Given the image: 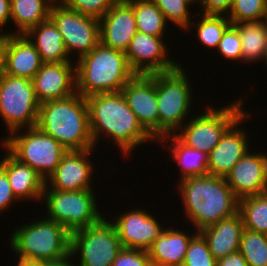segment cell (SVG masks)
<instances>
[{
	"instance_id": "6da1fadb",
	"label": "cell",
	"mask_w": 267,
	"mask_h": 266,
	"mask_svg": "<svg viewBox=\"0 0 267 266\" xmlns=\"http://www.w3.org/2000/svg\"><path fill=\"white\" fill-rule=\"evenodd\" d=\"M86 99L95 148L101 138L109 137L108 143L111 142L129 157L141 144L156 142L140 124L121 92L95 94Z\"/></svg>"
},
{
	"instance_id": "7a4b0ae2",
	"label": "cell",
	"mask_w": 267,
	"mask_h": 266,
	"mask_svg": "<svg viewBox=\"0 0 267 266\" xmlns=\"http://www.w3.org/2000/svg\"><path fill=\"white\" fill-rule=\"evenodd\" d=\"M180 180L176 190L180 192L186 217L198 232L238 213L239 199L225 177L208 174Z\"/></svg>"
},
{
	"instance_id": "3957f363",
	"label": "cell",
	"mask_w": 267,
	"mask_h": 266,
	"mask_svg": "<svg viewBox=\"0 0 267 266\" xmlns=\"http://www.w3.org/2000/svg\"><path fill=\"white\" fill-rule=\"evenodd\" d=\"M37 126L67 150L95 148L87 99L78 93L40 104Z\"/></svg>"
},
{
	"instance_id": "277c9868",
	"label": "cell",
	"mask_w": 267,
	"mask_h": 266,
	"mask_svg": "<svg viewBox=\"0 0 267 266\" xmlns=\"http://www.w3.org/2000/svg\"><path fill=\"white\" fill-rule=\"evenodd\" d=\"M76 91L87 98L95 94L117 93L136 75L125 52L99 42L89 53L75 60Z\"/></svg>"
},
{
	"instance_id": "5b68a950",
	"label": "cell",
	"mask_w": 267,
	"mask_h": 266,
	"mask_svg": "<svg viewBox=\"0 0 267 266\" xmlns=\"http://www.w3.org/2000/svg\"><path fill=\"white\" fill-rule=\"evenodd\" d=\"M9 246L17 256L39 261L57 260L70 254L71 233L45 216L28 222L10 234Z\"/></svg>"
},
{
	"instance_id": "8992f818",
	"label": "cell",
	"mask_w": 267,
	"mask_h": 266,
	"mask_svg": "<svg viewBox=\"0 0 267 266\" xmlns=\"http://www.w3.org/2000/svg\"><path fill=\"white\" fill-rule=\"evenodd\" d=\"M186 72L180 64L170 72L156 73L159 140L179 131L193 111V89Z\"/></svg>"
},
{
	"instance_id": "52a82bcc",
	"label": "cell",
	"mask_w": 267,
	"mask_h": 266,
	"mask_svg": "<svg viewBox=\"0 0 267 266\" xmlns=\"http://www.w3.org/2000/svg\"><path fill=\"white\" fill-rule=\"evenodd\" d=\"M24 131L19 129L4 136L2 149L20 163L30 166L46 181L68 150L38 126L24 128Z\"/></svg>"
},
{
	"instance_id": "ba28073f",
	"label": "cell",
	"mask_w": 267,
	"mask_h": 266,
	"mask_svg": "<svg viewBox=\"0 0 267 266\" xmlns=\"http://www.w3.org/2000/svg\"><path fill=\"white\" fill-rule=\"evenodd\" d=\"M229 105L219 107L207 106L201 115L188 118V121L174 135L187 147L197 149L207 155L219 143L226 130L246 111L243 110L244 99L238 97ZM243 107V108H242ZM190 120V121H189Z\"/></svg>"
},
{
	"instance_id": "9c48e42d",
	"label": "cell",
	"mask_w": 267,
	"mask_h": 266,
	"mask_svg": "<svg viewBox=\"0 0 267 266\" xmlns=\"http://www.w3.org/2000/svg\"><path fill=\"white\" fill-rule=\"evenodd\" d=\"M93 189L63 191L44 189L42 201L46 205V218L63 225L70 233L99 223L104 214L98 208Z\"/></svg>"
},
{
	"instance_id": "30bf717a",
	"label": "cell",
	"mask_w": 267,
	"mask_h": 266,
	"mask_svg": "<svg viewBox=\"0 0 267 266\" xmlns=\"http://www.w3.org/2000/svg\"><path fill=\"white\" fill-rule=\"evenodd\" d=\"M39 107L31 79L6 74L0 78V117L8 134L37 126Z\"/></svg>"
},
{
	"instance_id": "8fae6325",
	"label": "cell",
	"mask_w": 267,
	"mask_h": 266,
	"mask_svg": "<svg viewBox=\"0 0 267 266\" xmlns=\"http://www.w3.org/2000/svg\"><path fill=\"white\" fill-rule=\"evenodd\" d=\"M111 219L103 218L99 223L71 233L70 253L78 256V266H112L123 249Z\"/></svg>"
},
{
	"instance_id": "7c38bea8",
	"label": "cell",
	"mask_w": 267,
	"mask_h": 266,
	"mask_svg": "<svg viewBox=\"0 0 267 266\" xmlns=\"http://www.w3.org/2000/svg\"><path fill=\"white\" fill-rule=\"evenodd\" d=\"M49 18L61 33L70 58L78 54L76 60H79L100 42V23L96 18L72 10L62 2L53 3Z\"/></svg>"
},
{
	"instance_id": "4fadbf2b",
	"label": "cell",
	"mask_w": 267,
	"mask_h": 266,
	"mask_svg": "<svg viewBox=\"0 0 267 266\" xmlns=\"http://www.w3.org/2000/svg\"><path fill=\"white\" fill-rule=\"evenodd\" d=\"M164 36L137 32L125 54L128 64L136 75L170 72L180 64L169 56Z\"/></svg>"
},
{
	"instance_id": "5bb4252c",
	"label": "cell",
	"mask_w": 267,
	"mask_h": 266,
	"mask_svg": "<svg viewBox=\"0 0 267 266\" xmlns=\"http://www.w3.org/2000/svg\"><path fill=\"white\" fill-rule=\"evenodd\" d=\"M143 128L159 140L156 73L135 75L120 91Z\"/></svg>"
},
{
	"instance_id": "9a60e30c",
	"label": "cell",
	"mask_w": 267,
	"mask_h": 266,
	"mask_svg": "<svg viewBox=\"0 0 267 266\" xmlns=\"http://www.w3.org/2000/svg\"><path fill=\"white\" fill-rule=\"evenodd\" d=\"M249 110L238 118L222 135L208 154L207 170L211 176L226 177L233 166L250 150L248 132L242 123L252 115ZM241 124V125H240ZM239 126L241 128H239ZM243 127V128H242Z\"/></svg>"
},
{
	"instance_id": "2e32d148",
	"label": "cell",
	"mask_w": 267,
	"mask_h": 266,
	"mask_svg": "<svg viewBox=\"0 0 267 266\" xmlns=\"http://www.w3.org/2000/svg\"><path fill=\"white\" fill-rule=\"evenodd\" d=\"M95 148L68 150L56 170L46 179L44 189L83 191L93 189V163L90 157ZM91 154V155H90ZM49 182V183H48Z\"/></svg>"
},
{
	"instance_id": "e0dca14e",
	"label": "cell",
	"mask_w": 267,
	"mask_h": 266,
	"mask_svg": "<svg viewBox=\"0 0 267 266\" xmlns=\"http://www.w3.org/2000/svg\"><path fill=\"white\" fill-rule=\"evenodd\" d=\"M110 221L116 228L123 248L148 250L163 227L145 209H130Z\"/></svg>"
},
{
	"instance_id": "ac0fdd59",
	"label": "cell",
	"mask_w": 267,
	"mask_h": 266,
	"mask_svg": "<svg viewBox=\"0 0 267 266\" xmlns=\"http://www.w3.org/2000/svg\"><path fill=\"white\" fill-rule=\"evenodd\" d=\"M75 62L44 63L31 79L38 102L64 99L77 93Z\"/></svg>"
},
{
	"instance_id": "d6986e66",
	"label": "cell",
	"mask_w": 267,
	"mask_h": 266,
	"mask_svg": "<svg viewBox=\"0 0 267 266\" xmlns=\"http://www.w3.org/2000/svg\"><path fill=\"white\" fill-rule=\"evenodd\" d=\"M240 200L267 192V154L248 151L225 177Z\"/></svg>"
},
{
	"instance_id": "ffe728a7",
	"label": "cell",
	"mask_w": 267,
	"mask_h": 266,
	"mask_svg": "<svg viewBox=\"0 0 267 266\" xmlns=\"http://www.w3.org/2000/svg\"><path fill=\"white\" fill-rule=\"evenodd\" d=\"M100 42L110 48L126 52L137 33L133 7L117 1L99 20Z\"/></svg>"
},
{
	"instance_id": "44dd1931",
	"label": "cell",
	"mask_w": 267,
	"mask_h": 266,
	"mask_svg": "<svg viewBox=\"0 0 267 266\" xmlns=\"http://www.w3.org/2000/svg\"><path fill=\"white\" fill-rule=\"evenodd\" d=\"M0 159V166L5 170L10 187L16 199L20 202L42 201L45 179L30 166L20 163L7 150Z\"/></svg>"
},
{
	"instance_id": "7402d4cb",
	"label": "cell",
	"mask_w": 267,
	"mask_h": 266,
	"mask_svg": "<svg viewBox=\"0 0 267 266\" xmlns=\"http://www.w3.org/2000/svg\"><path fill=\"white\" fill-rule=\"evenodd\" d=\"M43 64L36 47L24 34L7 33L4 74L32 79Z\"/></svg>"
},
{
	"instance_id": "603a6c76",
	"label": "cell",
	"mask_w": 267,
	"mask_h": 266,
	"mask_svg": "<svg viewBox=\"0 0 267 266\" xmlns=\"http://www.w3.org/2000/svg\"><path fill=\"white\" fill-rule=\"evenodd\" d=\"M198 233H186L164 227L158 238L147 250L152 266H182L191 239Z\"/></svg>"
},
{
	"instance_id": "cb8c5ba5",
	"label": "cell",
	"mask_w": 267,
	"mask_h": 266,
	"mask_svg": "<svg viewBox=\"0 0 267 266\" xmlns=\"http://www.w3.org/2000/svg\"><path fill=\"white\" fill-rule=\"evenodd\" d=\"M243 229L242 217L238 212L203 228L199 233L206 240L213 257L219 260L238 252Z\"/></svg>"
},
{
	"instance_id": "d4e9b609",
	"label": "cell",
	"mask_w": 267,
	"mask_h": 266,
	"mask_svg": "<svg viewBox=\"0 0 267 266\" xmlns=\"http://www.w3.org/2000/svg\"><path fill=\"white\" fill-rule=\"evenodd\" d=\"M24 35L36 47L43 63L74 61L70 59L62 35L50 18L30 28Z\"/></svg>"
},
{
	"instance_id": "484cf974",
	"label": "cell",
	"mask_w": 267,
	"mask_h": 266,
	"mask_svg": "<svg viewBox=\"0 0 267 266\" xmlns=\"http://www.w3.org/2000/svg\"><path fill=\"white\" fill-rule=\"evenodd\" d=\"M239 32L242 45V62L263 61L267 66V21H250L232 24Z\"/></svg>"
},
{
	"instance_id": "4316f807",
	"label": "cell",
	"mask_w": 267,
	"mask_h": 266,
	"mask_svg": "<svg viewBox=\"0 0 267 266\" xmlns=\"http://www.w3.org/2000/svg\"><path fill=\"white\" fill-rule=\"evenodd\" d=\"M53 0H10L11 19L17 30L8 34H25L50 17Z\"/></svg>"
},
{
	"instance_id": "83f0119b",
	"label": "cell",
	"mask_w": 267,
	"mask_h": 266,
	"mask_svg": "<svg viewBox=\"0 0 267 266\" xmlns=\"http://www.w3.org/2000/svg\"><path fill=\"white\" fill-rule=\"evenodd\" d=\"M172 140L168 145L170 156H173V161L178 163L180 171V179L187 178L190 176H204L208 175L207 164L208 155L197 149H192L184 145L175 135H167L162 137L157 143L162 145L165 141Z\"/></svg>"
},
{
	"instance_id": "f1b7e54d",
	"label": "cell",
	"mask_w": 267,
	"mask_h": 266,
	"mask_svg": "<svg viewBox=\"0 0 267 266\" xmlns=\"http://www.w3.org/2000/svg\"><path fill=\"white\" fill-rule=\"evenodd\" d=\"M128 3L134 10L137 32L153 36H165L167 31L165 28L169 23L152 0H131Z\"/></svg>"
},
{
	"instance_id": "f546056e",
	"label": "cell",
	"mask_w": 267,
	"mask_h": 266,
	"mask_svg": "<svg viewBox=\"0 0 267 266\" xmlns=\"http://www.w3.org/2000/svg\"><path fill=\"white\" fill-rule=\"evenodd\" d=\"M244 229L267 235V192L239 200Z\"/></svg>"
},
{
	"instance_id": "4dcf8cb0",
	"label": "cell",
	"mask_w": 267,
	"mask_h": 266,
	"mask_svg": "<svg viewBox=\"0 0 267 266\" xmlns=\"http://www.w3.org/2000/svg\"><path fill=\"white\" fill-rule=\"evenodd\" d=\"M193 15H199V22H191L186 31H191V27H196L197 38L201 45L208 47L210 50L217 48L223 33L231 25L226 15L202 14L197 12ZM190 28V29H189Z\"/></svg>"
},
{
	"instance_id": "1f68e13d",
	"label": "cell",
	"mask_w": 267,
	"mask_h": 266,
	"mask_svg": "<svg viewBox=\"0 0 267 266\" xmlns=\"http://www.w3.org/2000/svg\"><path fill=\"white\" fill-rule=\"evenodd\" d=\"M238 251L248 266H267V235L243 229Z\"/></svg>"
},
{
	"instance_id": "d6a6232c",
	"label": "cell",
	"mask_w": 267,
	"mask_h": 266,
	"mask_svg": "<svg viewBox=\"0 0 267 266\" xmlns=\"http://www.w3.org/2000/svg\"><path fill=\"white\" fill-rule=\"evenodd\" d=\"M226 17L231 24L267 19V0H233Z\"/></svg>"
},
{
	"instance_id": "836d02e7",
	"label": "cell",
	"mask_w": 267,
	"mask_h": 266,
	"mask_svg": "<svg viewBox=\"0 0 267 266\" xmlns=\"http://www.w3.org/2000/svg\"><path fill=\"white\" fill-rule=\"evenodd\" d=\"M160 11L163 13L165 20L170 21L173 25L178 26L184 31L188 29L191 23L192 13H190L189 8L197 0H152ZM190 6V7H189ZM189 7V8H188ZM175 23V24H174Z\"/></svg>"
},
{
	"instance_id": "e575fe53",
	"label": "cell",
	"mask_w": 267,
	"mask_h": 266,
	"mask_svg": "<svg viewBox=\"0 0 267 266\" xmlns=\"http://www.w3.org/2000/svg\"><path fill=\"white\" fill-rule=\"evenodd\" d=\"M182 266H217V260L199 232L191 239Z\"/></svg>"
},
{
	"instance_id": "d590c367",
	"label": "cell",
	"mask_w": 267,
	"mask_h": 266,
	"mask_svg": "<svg viewBox=\"0 0 267 266\" xmlns=\"http://www.w3.org/2000/svg\"><path fill=\"white\" fill-rule=\"evenodd\" d=\"M242 45L238 30L231 24L223 33L216 48L217 53L227 60L242 62Z\"/></svg>"
},
{
	"instance_id": "8d00e7d4",
	"label": "cell",
	"mask_w": 267,
	"mask_h": 266,
	"mask_svg": "<svg viewBox=\"0 0 267 266\" xmlns=\"http://www.w3.org/2000/svg\"><path fill=\"white\" fill-rule=\"evenodd\" d=\"M118 0H64L68 8L100 20Z\"/></svg>"
},
{
	"instance_id": "74e56055",
	"label": "cell",
	"mask_w": 267,
	"mask_h": 266,
	"mask_svg": "<svg viewBox=\"0 0 267 266\" xmlns=\"http://www.w3.org/2000/svg\"><path fill=\"white\" fill-rule=\"evenodd\" d=\"M112 266H152V263L146 250L123 248Z\"/></svg>"
},
{
	"instance_id": "f35d334b",
	"label": "cell",
	"mask_w": 267,
	"mask_h": 266,
	"mask_svg": "<svg viewBox=\"0 0 267 266\" xmlns=\"http://www.w3.org/2000/svg\"><path fill=\"white\" fill-rule=\"evenodd\" d=\"M14 201L15 203L18 202L10 187L7 174L0 166V214L9 209V206L11 207V203L13 204Z\"/></svg>"
},
{
	"instance_id": "ab89813d",
	"label": "cell",
	"mask_w": 267,
	"mask_h": 266,
	"mask_svg": "<svg viewBox=\"0 0 267 266\" xmlns=\"http://www.w3.org/2000/svg\"><path fill=\"white\" fill-rule=\"evenodd\" d=\"M202 14L227 15L233 0H199Z\"/></svg>"
},
{
	"instance_id": "60d3db41",
	"label": "cell",
	"mask_w": 267,
	"mask_h": 266,
	"mask_svg": "<svg viewBox=\"0 0 267 266\" xmlns=\"http://www.w3.org/2000/svg\"><path fill=\"white\" fill-rule=\"evenodd\" d=\"M217 266H248V263L238 251L217 260Z\"/></svg>"
},
{
	"instance_id": "b9f144b4",
	"label": "cell",
	"mask_w": 267,
	"mask_h": 266,
	"mask_svg": "<svg viewBox=\"0 0 267 266\" xmlns=\"http://www.w3.org/2000/svg\"><path fill=\"white\" fill-rule=\"evenodd\" d=\"M11 19V7L10 0H0V29L3 31V27L10 23ZM9 22V23H8Z\"/></svg>"
},
{
	"instance_id": "7bdbcfd3",
	"label": "cell",
	"mask_w": 267,
	"mask_h": 266,
	"mask_svg": "<svg viewBox=\"0 0 267 266\" xmlns=\"http://www.w3.org/2000/svg\"><path fill=\"white\" fill-rule=\"evenodd\" d=\"M72 259L75 260L71 253L63 258L57 260H49V261H41V266H77L73 262Z\"/></svg>"
},
{
	"instance_id": "ee69618b",
	"label": "cell",
	"mask_w": 267,
	"mask_h": 266,
	"mask_svg": "<svg viewBox=\"0 0 267 266\" xmlns=\"http://www.w3.org/2000/svg\"><path fill=\"white\" fill-rule=\"evenodd\" d=\"M7 49V33L0 37V78L5 72V59Z\"/></svg>"
},
{
	"instance_id": "f6af8a7d",
	"label": "cell",
	"mask_w": 267,
	"mask_h": 266,
	"mask_svg": "<svg viewBox=\"0 0 267 266\" xmlns=\"http://www.w3.org/2000/svg\"><path fill=\"white\" fill-rule=\"evenodd\" d=\"M18 262L16 266H41V261L28 259L21 256L17 257Z\"/></svg>"
},
{
	"instance_id": "bcb514c9",
	"label": "cell",
	"mask_w": 267,
	"mask_h": 266,
	"mask_svg": "<svg viewBox=\"0 0 267 266\" xmlns=\"http://www.w3.org/2000/svg\"><path fill=\"white\" fill-rule=\"evenodd\" d=\"M2 30L0 29V37H2L3 35H5L7 32L5 31L4 33L3 32H1Z\"/></svg>"
},
{
	"instance_id": "7dc6e473",
	"label": "cell",
	"mask_w": 267,
	"mask_h": 266,
	"mask_svg": "<svg viewBox=\"0 0 267 266\" xmlns=\"http://www.w3.org/2000/svg\"><path fill=\"white\" fill-rule=\"evenodd\" d=\"M64 0H53V2H63Z\"/></svg>"
},
{
	"instance_id": "c3c4849f",
	"label": "cell",
	"mask_w": 267,
	"mask_h": 266,
	"mask_svg": "<svg viewBox=\"0 0 267 266\" xmlns=\"http://www.w3.org/2000/svg\"><path fill=\"white\" fill-rule=\"evenodd\" d=\"M119 1L128 2V1H131V0H119Z\"/></svg>"
}]
</instances>
